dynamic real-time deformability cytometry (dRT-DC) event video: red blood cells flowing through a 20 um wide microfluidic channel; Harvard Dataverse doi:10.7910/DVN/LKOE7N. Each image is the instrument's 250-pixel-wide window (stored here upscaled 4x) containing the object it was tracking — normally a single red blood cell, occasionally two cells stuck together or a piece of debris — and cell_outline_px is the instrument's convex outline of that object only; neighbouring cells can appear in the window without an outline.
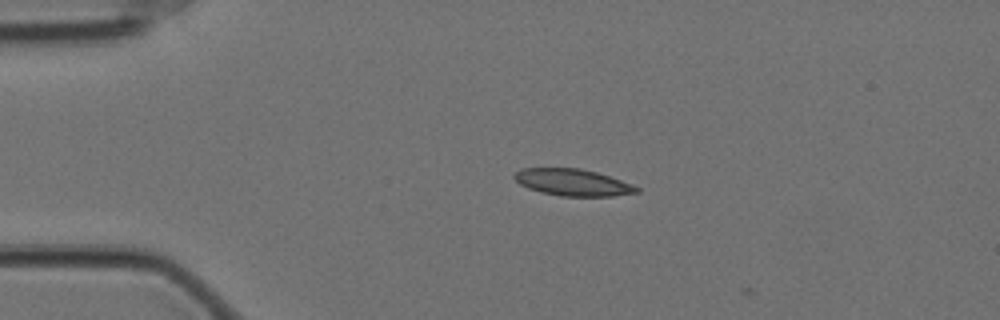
{"species": "Egyptian fruit bat (a non-hibernating species)", "species_latin": "Rousettus aegyptiacus", "temperature_condition": "cold", "stored_images_in_passage": 2, "camera_frame_rate_fps": 3000, "um_per_image_px": 0.085, "animal": {"sex": "female"}, "frame": {"image": 1, "passage_image": 1, "time_ms": 0.0, "image_size_px": [1000, 320], "cell_outline_px": [[640, 192], [612, 196], [560, 196], [540, 192], [528, 188], [520, 184], [512, 176], [520, 168], [580, 168], [596, 172], [632, 184], [640, 188]], "centroid_in_image_um": [48.67, 15.5], "position_along_channel_um": 36.3, "area_um2": 19.07}}